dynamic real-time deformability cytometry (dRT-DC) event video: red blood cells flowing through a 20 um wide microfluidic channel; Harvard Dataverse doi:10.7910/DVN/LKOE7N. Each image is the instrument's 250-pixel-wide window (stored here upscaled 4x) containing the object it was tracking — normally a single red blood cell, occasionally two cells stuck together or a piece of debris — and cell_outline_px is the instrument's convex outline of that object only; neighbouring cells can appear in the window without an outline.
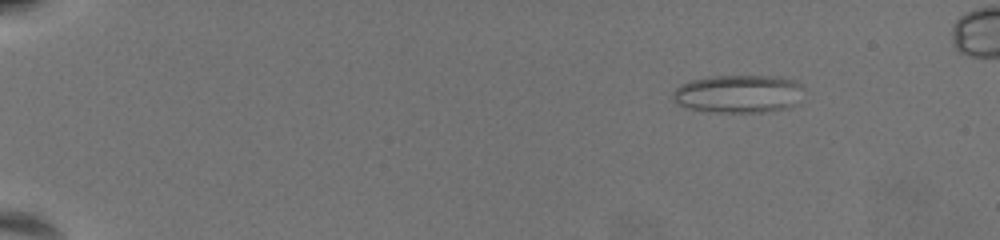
{"species": "common noctule bat (a hibernating species)", "species_latin": "Nyctalus noctula", "temperature_condition": "warm", "stored_images_in_passage": 53, "camera_frame_rate_fps": 3000, "um_per_image_px": 0.085, "animal": {"sex": "female", "body_mass_g": 19.5, "forearm_length_mm": 54.1}, "frame": {"image": 1, "passage_image": 1, "time_ms": 0.0, "image_size_px": [1000, 240], "cell_outline_px": [[804, 84], [792, 104], [784, 108], [760, 112], [720, 112], [688, 108], [680, 104], [672, 96], [672, 92], [680, 84], [692, 80], [712, 76], [784, 76], [796, 80]], "centroid_in_image_um": [62.75, 7.94], "position_along_channel_um": 22.3, "area_um2": 28.55}}
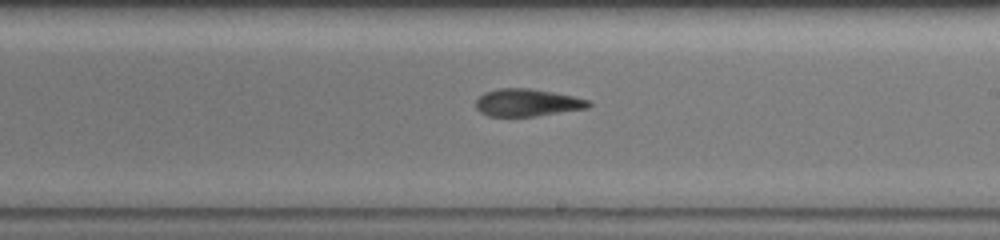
{"frame": {"image": 2, "passage_image": 31, "time_ms": 10.0, "image_size_px": [1000, 240], "cell_outline_px": [[592, 104], [584, 108], [536, 116], [488, 116], [480, 112], [476, 108], [476, 100], [484, 92], [500, 88], [528, 88], [552, 92], [572, 96], [588, 100]], "centroid_in_image_um": [44.76, 8.72], "position_along_channel_um": 244.2, "area_um2": 17.74}}
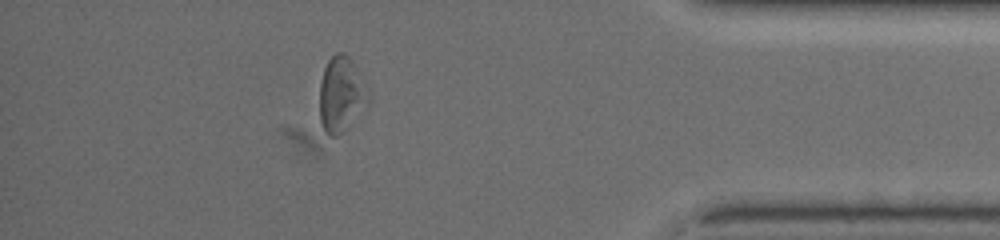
{"frame": {"image": 3, "passage_image": 47, "time_ms": 15.333, "image_size_px": [1000, 240], "cell_outline_px": [[372, 96], [368, 104], [336, 136], [328, 136], [324, 132], [320, 120], [320, 84], [324, 68], [328, 60], [336, 52], [340, 52], [348, 56], [352, 60]], "centroid_in_image_um": [29.0, 7.99], "position_along_channel_um": 406.2, "area_um2": 21.15}}